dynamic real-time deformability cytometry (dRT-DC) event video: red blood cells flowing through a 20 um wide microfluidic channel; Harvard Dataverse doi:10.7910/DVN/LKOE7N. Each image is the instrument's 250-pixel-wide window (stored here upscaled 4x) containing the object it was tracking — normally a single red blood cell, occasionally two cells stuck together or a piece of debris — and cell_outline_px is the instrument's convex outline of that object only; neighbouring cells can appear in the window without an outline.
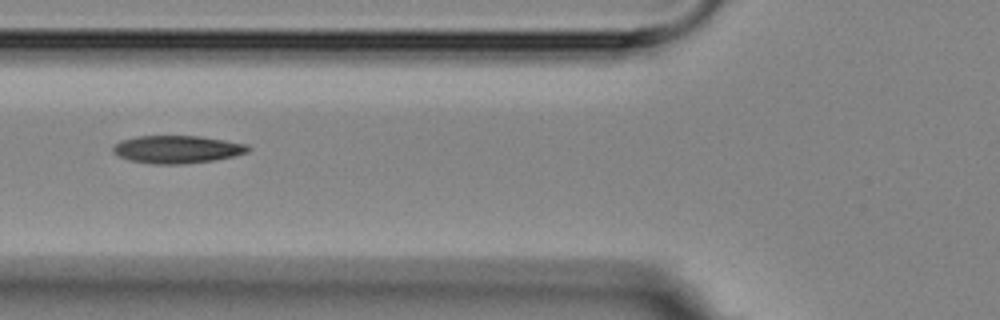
{"species": "Egyptian fruit bat (a non-hibernating species)", "species_latin": "Rousettus aegyptiacus", "temperature_condition": "room temperature", "stored_images_in_passage": 6, "camera_frame_rate_fps": 3000, "um_per_image_px": 0.085, "animal": {"sex": "female"}, "frame": {"image": 1, "passage_image": 2, "time_ms": 1.0, "image_size_px": [1000, 320], "cell_outline_px": [[252, 148], [248, 152], [232, 156], [212, 160], [180, 164], [152, 164], [128, 160], [112, 152], [112, 148], [120, 140], [136, 136], [200, 136], [248, 144]], "centroid_in_image_um": [15.04, 12.69], "position_along_channel_um": 110.8, "area_um2": 21.79}}
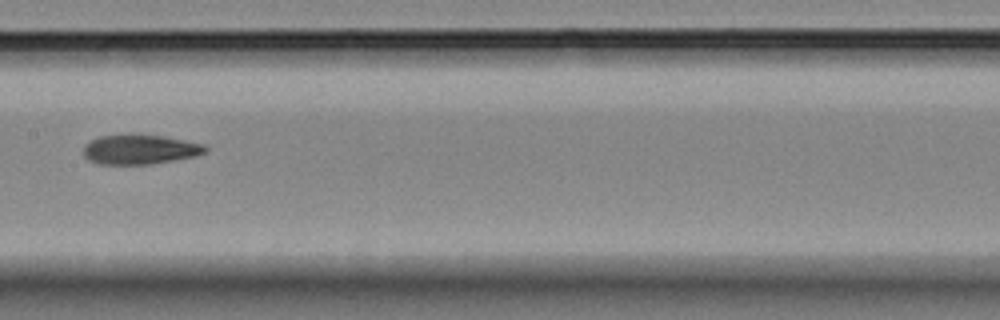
{"frame": {"image": 2, "passage_image": 4, "time_ms": 3.333, "image_size_px": [1000, 320], "cell_outline_px": [[208, 152], [196, 156], [152, 164], [96, 164], [88, 160], [84, 156], [84, 148], [92, 140], [100, 136], [128, 132], [164, 136], [204, 144], [208, 148]], "centroid_in_image_um": [11.91, 12.68], "position_along_channel_um": 195.5, "area_um2": 21.56}}
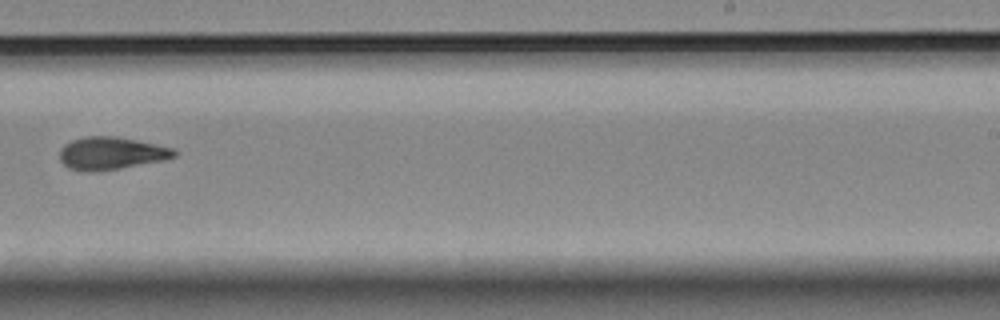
{"frame": {"image": 3, "passage_image": 6, "time_ms": 5.667, "image_size_px": [1000, 320], "cell_outline_px": [[180, 152], [176, 156], [164, 160], [120, 168], [88, 172], [68, 168], [60, 160], [60, 148], [64, 144], [72, 140], [84, 136], [116, 136], [176, 148]], "centroid_in_image_um": [9.48, 13.02], "position_along_channel_um": 279.5, "area_um2": 21.91}}